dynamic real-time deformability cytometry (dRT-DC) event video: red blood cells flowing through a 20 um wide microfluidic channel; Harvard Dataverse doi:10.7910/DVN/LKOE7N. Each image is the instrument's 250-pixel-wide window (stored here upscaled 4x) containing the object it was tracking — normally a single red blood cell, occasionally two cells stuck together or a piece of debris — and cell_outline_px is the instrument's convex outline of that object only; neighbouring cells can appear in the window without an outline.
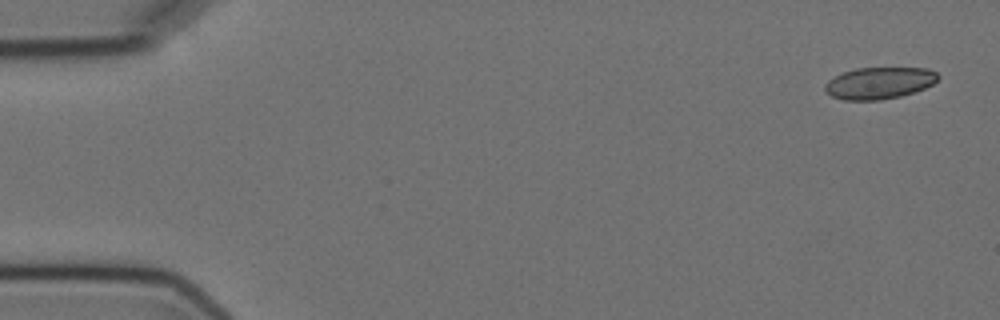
{"species": "Egyptian fruit bat (a non-hibernating species)", "species_latin": "Rousettus aegyptiacus", "temperature_condition": "cold", "stored_images_in_passage": 4, "camera_frame_rate_fps": 3000, "um_per_image_px": 0.085, "animal": {"sex": "female"}, "frame": {"image": 1, "passage_image": 1, "time_ms": 0.0, "image_size_px": [1000, 320], "cell_outline_px": [[940, 76], [932, 84], [924, 88], [900, 96], [880, 100], [844, 100], [832, 96], [824, 92], [824, 84], [828, 80], [844, 72], [856, 68], [928, 68], [936, 72]], "centroid_in_image_um": [74.71, 7.06], "position_along_channel_um": 10.3, "area_um2": 20.87}}
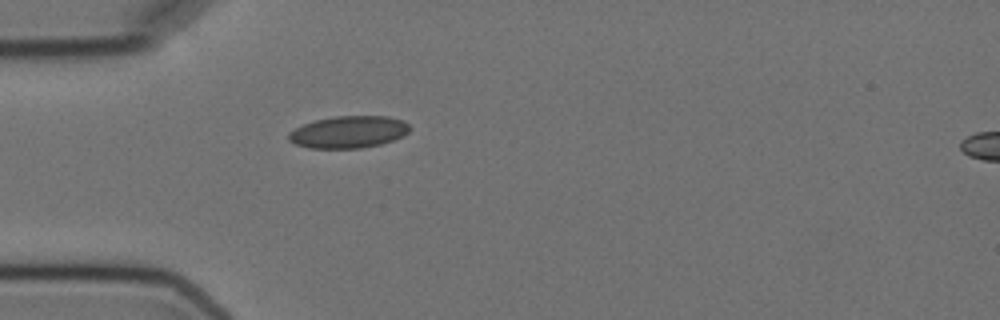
{"frame": {"image": 2, "passage_image": 4, "time_ms": 4.667, "image_size_px": [1000, 320], "cell_outline_px": [[408, 132], [404, 136], [380, 144], [360, 148], [308, 148], [296, 144], [288, 140], [288, 132], [304, 124], [316, 120], [336, 116], [388, 116], [404, 120], [408, 124]], "centroid_in_image_um": [29.63, 11.22], "position_along_channel_um": 55.4, "area_um2": 22.54}}